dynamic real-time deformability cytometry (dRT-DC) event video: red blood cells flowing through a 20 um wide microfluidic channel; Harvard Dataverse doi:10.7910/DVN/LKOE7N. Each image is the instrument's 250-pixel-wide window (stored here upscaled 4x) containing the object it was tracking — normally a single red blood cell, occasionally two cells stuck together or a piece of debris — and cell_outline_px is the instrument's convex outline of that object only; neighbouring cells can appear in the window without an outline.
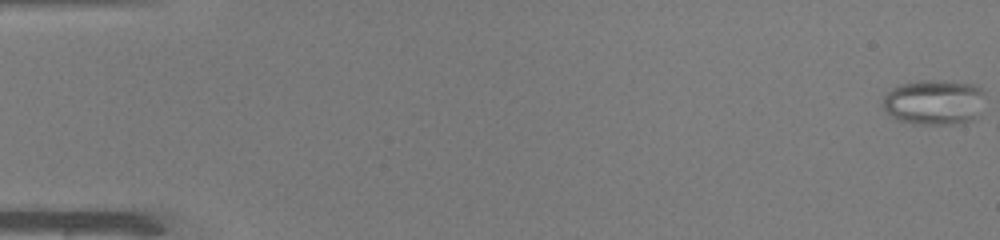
{"species": "common noctule bat (a hibernating species)", "species_latin": "Nyctalus noctula", "temperature_condition": "warm", "stored_images_in_passage": 7, "camera_frame_rate_fps": 3000, "um_per_image_px": 0.085, "animal": {"sex": "male", "body_mass_g": 19.0, "forearm_length_mm": 50.8}, "frame": {"image": 1, "passage_image": 1, "time_ms": 0.0, "image_size_px": [1000, 240], "cell_outline_px": [[984, 92], [976, 120], [952, 124], [912, 124], [896, 120], [884, 108], [884, 96], [892, 88], [900, 84], [920, 80], [944, 80], [976, 84], [984, 88]], "centroid_in_image_um": [79.42, 8.68], "position_along_channel_um": 5.6, "area_um2": 27.17}}